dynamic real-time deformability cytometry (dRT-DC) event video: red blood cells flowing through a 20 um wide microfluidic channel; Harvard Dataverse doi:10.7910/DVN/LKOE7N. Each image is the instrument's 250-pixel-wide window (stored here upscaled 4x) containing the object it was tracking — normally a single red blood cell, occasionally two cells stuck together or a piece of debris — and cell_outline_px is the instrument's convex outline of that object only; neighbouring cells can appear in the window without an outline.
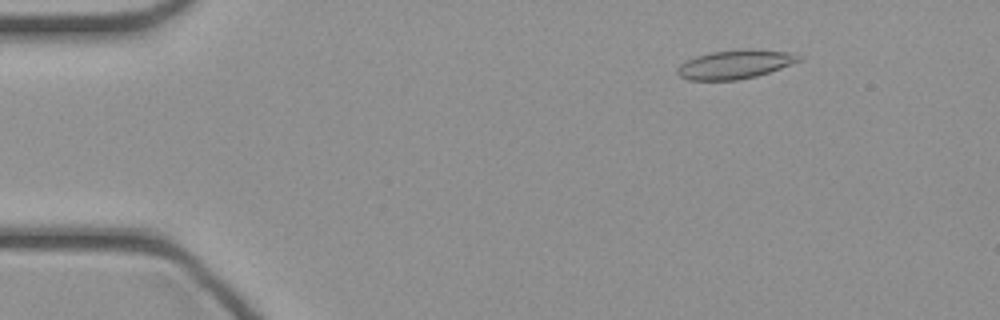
{"species": "common noctule bat (a hibernating species)", "species_latin": "Nyctalus noctula", "temperature_condition": "cold", "stored_images_in_passage": 46, "camera_frame_rate_fps": 3000, "um_per_image_px": 0.085, "animal": {"sex": "female", "body_mass_g": 21.9}, "frame": {"image": 1, "passage_image": 6, "time_ms": 1.667, "image_size_px": [1000, 320], "cell_outline_px": [[804, 56], [800, 60], [780, 68], [756, 76], [736, 80], [688, 80], [680, 76], [676, 72], [676, 68], [680, 64], [696, 56], [712, 52], [744, 48], [748, 48], [788, 52]], "centroid_in_image_um": [62.47, 5.46], "position_along_channel_um": 22.5, "area_um2": 20.35}}
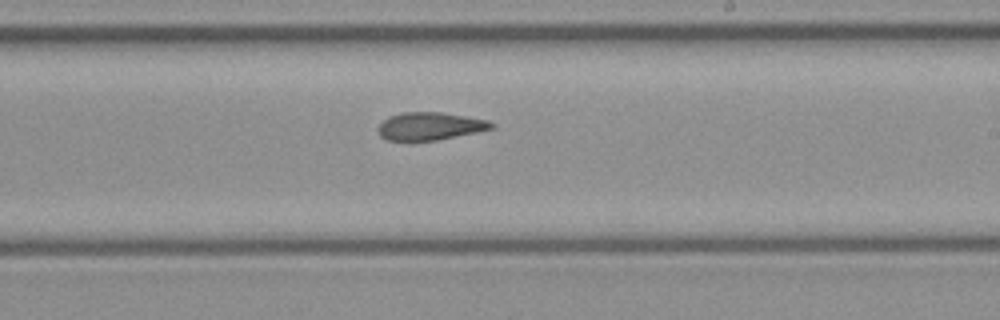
{"frame": {"image": 2, "passage_image": 27, "time_ms": 8.667, "image_size_px": [1000, 320], "cell_outline_px": [[496, 128], [436, 140], [384, 140], [380, 136], [380, 124], [388, 116], [404, 112], [444, 112], [488, 120], [496, 124]], "centroid_in_image_um": [36.6, 10.71], "position_along_channel_um": 252.4, "area_um2": 18.26}}
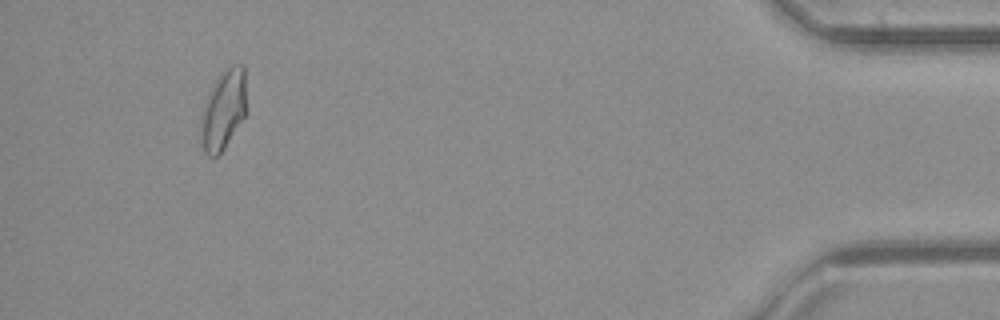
{"frame": {"image": 3, "passage_image": 43, "time_ms": 14.0, "image_size_px": [1000, 320], "cell_outline_px": [[244, 116], [224, 148], [216, 156], [208, 156], [204, 152], [200, 140], [200, 112], [208, 92], [220, 72], [224, 68], [232, 64], [244, 64]], "centroid_in_image_um": [18.92, 9.31], "position_along_channel_um": 416.3, "area_um2": 21.15}}